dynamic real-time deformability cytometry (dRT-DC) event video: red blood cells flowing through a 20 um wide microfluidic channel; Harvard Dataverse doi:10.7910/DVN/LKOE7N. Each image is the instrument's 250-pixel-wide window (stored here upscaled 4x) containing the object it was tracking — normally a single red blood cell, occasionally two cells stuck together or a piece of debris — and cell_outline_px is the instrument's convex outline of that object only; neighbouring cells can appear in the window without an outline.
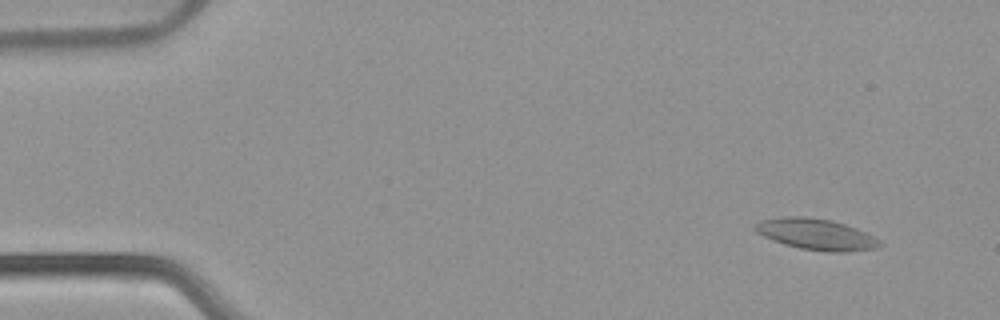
{"species": "common noctule bat (a hibernating species)", "species_latin": "Nyctalus noctula", "temperature_condition": "warm", "stored_images_in_passage": 55, "camera_frame_rate_fps": 3000, "um_per_image_px": 0.085, "animal": {"sex": "female", "body_mass_g": 22.7, "forearm_length_mm": 54.2}, "frame": {"image": 1, "passage_image": 5, "time_ms": 1.333, "image_size_px": [1000, 320], "cell_outline_px": [[884, 244], [880, 248], [848, 252], [828, 252], [800, 248], [784, 244], [764, 236], [756, 232], [752, 228], [752, 224], [760, 220], [784, 216], [804, 216], [832, 220], [868, 232], [880, 240]], "centroid_in_image_um": [69.4, 19.91], "position_along_channel_um": 15.6, "area_um2": 23.0}}
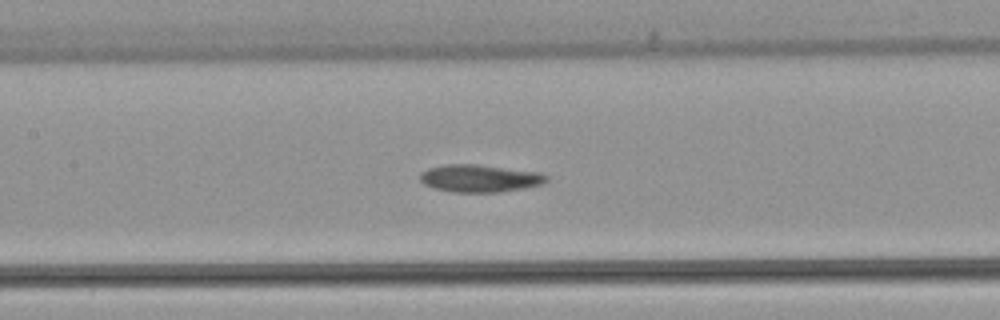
{"frame": {"image": 2, "passage_image": 26, "time_ms": 8.333, "image_size_px": [1000, 320], "cell_outline_px": [[548, 180], [544, 184], [524, 188], [500, 192], [452, 192], [436, 188], [424, 184], [420, 180], [420, 172], [428, 168], [448, 164], [476, 164], [540, 172], [548, 176]], "centroid_in_image_um": [40.8, 15.16], "position_along_channel_um": 166.6, "area_um2": 20.29}}
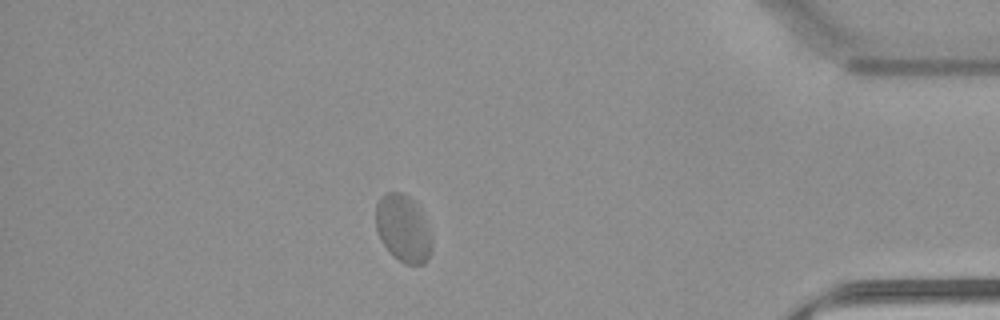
{"frame": {"image": 3, "passage_image": 48, "time_ms": 15.667, "image_size_px": [1000, 320], "cell_outline_px": [[432, 248], [428, 260], [424, 264], [404, 264], [380, 240], [376, 228], [376, 204], [380, 196], [384, 192], [400, 192], [408, 196], [416, 204], [432, 236]], "centroid_in_image_um": [34.26, 19.41], "position_along_channel_um": 400.9, "area_um2": 21.73}, "authors_computed_cell_mechanics": {"area_um2": 20.9814, "velocity_mm_per_s": 3.7673, "shape_relaxation_time_tau1_ms": null, "shape_relaxation_time_tau2_ms": 1.2298, "deformation_change_tau1": null, "deformation_change_tau2": 0.0428}}